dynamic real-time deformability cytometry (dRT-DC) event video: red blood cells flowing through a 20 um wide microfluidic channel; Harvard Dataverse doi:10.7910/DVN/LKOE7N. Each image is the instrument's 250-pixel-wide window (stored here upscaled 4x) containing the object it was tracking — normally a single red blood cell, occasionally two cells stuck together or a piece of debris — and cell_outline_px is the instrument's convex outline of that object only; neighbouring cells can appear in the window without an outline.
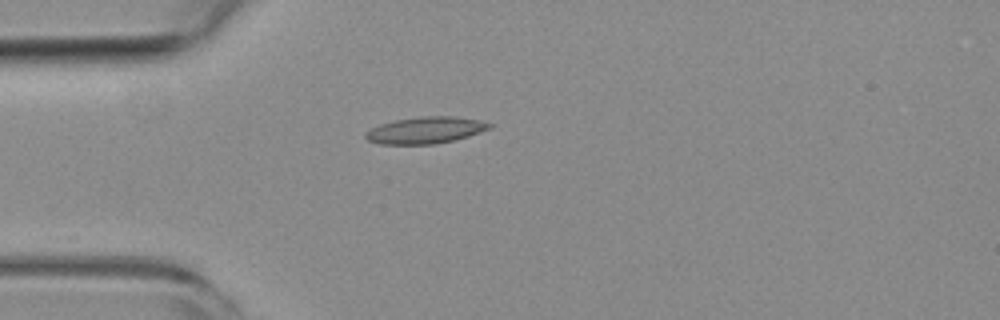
{"species": "common noctule bat (a hibernating species)", "species_latin": "Nyctalus noctula", "temperature_condition": "room temperature", "stored_images_in_passage": 16, "camera_frame_rate_fps": 3000, "um_per_image_px": 0.085, "animal": {"sex": "female", "body_mass_g": 19.3, "forearm_length_mm": 54.1}, "frame": {"image": 1, "passage_image": 1, "time_ms": 0.0, "image_size_px": [1000, 320], "cell_outline_px": [[492, 128], [468, 136], [452, 140], [432, 144], [380, 144], [368, 140], [364, 136], [364, 132], [380, 124], [396, 120], [424, 116], [452, 116], [480, 120], [492, 124]], "centroid_in_image_um": [36.16, 11.06], "position_along_channel_um": 48.8, "area_um2": 19.07}}
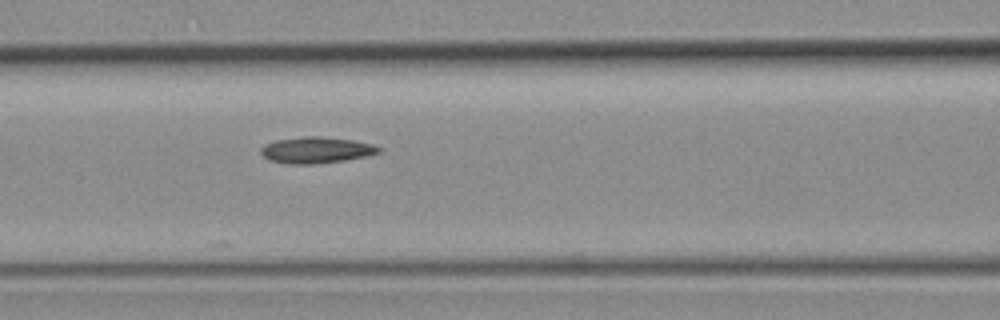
{"frame": {"image": 2, "passage_image": 9, "time_ms": 2.667, "image_size_px": [1000, 320], "cell_outline_px": [[380, 152], [368, 156], [344, 160], [312, 164], [284, 164], [272, 160], [264, 156], [260, 152], [260, 148], [264, 144], [276, 140], [304, 136], [320, 136], [352, 140], [372, 144], [380, 148]], "centroid_in_image_um": [26.86, 12.75], "position_along_channel_um": 139.7, "area_um2": 17.98}}
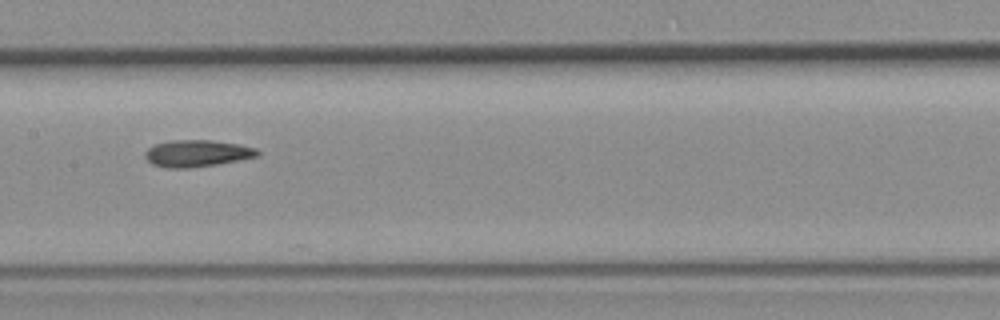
{"frame": {"image": 3, "passage_image": 13, "time_ms": 4.0, "image_size_px": [1000, 320], "cell_outline_px": [[260, 156], [216, 164], [192, 168], [164, 168], [152, 164], [144, 156], [144, 152], [148, 148], [156, 144], [168, 140], [212, 140], [240, 144], [256, 148], [260, 152]], "centroid_in_image_um": [16.74, 13.03], "position_along_channel_um": 190.7, "area_um2": 17.74}}